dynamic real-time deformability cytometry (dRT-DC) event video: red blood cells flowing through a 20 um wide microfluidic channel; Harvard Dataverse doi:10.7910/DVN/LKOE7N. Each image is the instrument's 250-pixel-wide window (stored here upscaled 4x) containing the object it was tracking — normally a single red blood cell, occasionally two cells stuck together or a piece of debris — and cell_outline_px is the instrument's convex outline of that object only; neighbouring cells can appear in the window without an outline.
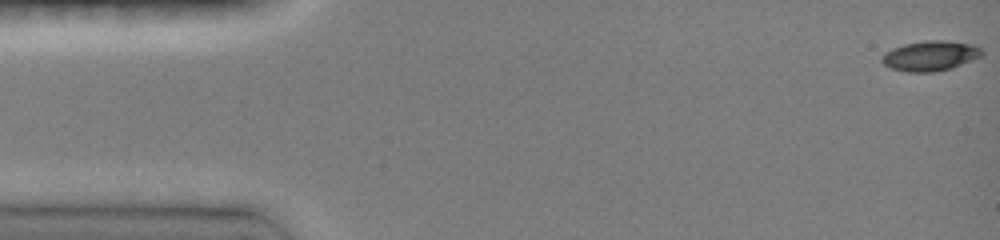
{"species": "common noctule bat (a hibernating species)", "species_latin": "Nyctalus noctula", "temperature_condition": "room temperature", "stored_images_in_passage": 7, "camera_frame_rate_fps": 3000, "um_per_image_px": 0.085, "animal": {"sex": "female", "body_mass_g": 19.0, "forearm_length_mm": 51.5}, "frame": {"image": 1, "passage_image": 1, "time_ms": 0.0, "image_size_px": [1000, 240], "cell_outline_px": [[984, 52], [980, 56], [960, 64], [948, 68], [932, 72], [908, 72], [892, 68], [884, 64], [880, 60], [880, 56], [884, 52], [892, 48], [904, 44], [928, 40], [944, 40], [972, 44], [980, 48]], "centroid_in_image_um": [79.01, 4.73], "position_along_channel_um": 6.0, "area_um2": 17.28}}
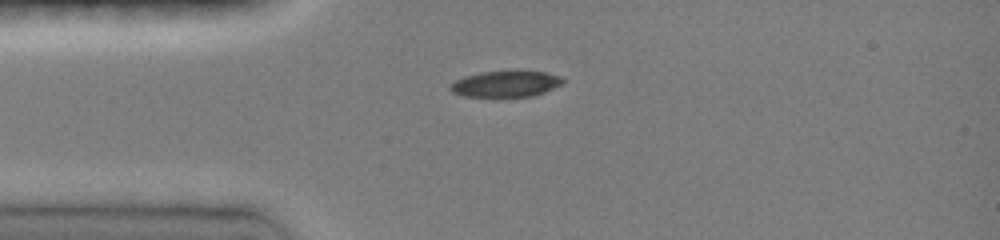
{"frame": {"image": 2, "passage_image": 6, "time_ms": 3.667, "image_size_px": [1000, 240], "cell_outline_px": [[564, 80], [560, 84], [544, 92], [532, 96], [464, 96], [452, 92], [448, 88], [448, 84], [464, 76], [480, 72], [544, 72], [560, 76]], "centroid_in_image_um": [42.91, 7.14], "position_along_channel_um": 42.1, "area_um2": 16.7}}